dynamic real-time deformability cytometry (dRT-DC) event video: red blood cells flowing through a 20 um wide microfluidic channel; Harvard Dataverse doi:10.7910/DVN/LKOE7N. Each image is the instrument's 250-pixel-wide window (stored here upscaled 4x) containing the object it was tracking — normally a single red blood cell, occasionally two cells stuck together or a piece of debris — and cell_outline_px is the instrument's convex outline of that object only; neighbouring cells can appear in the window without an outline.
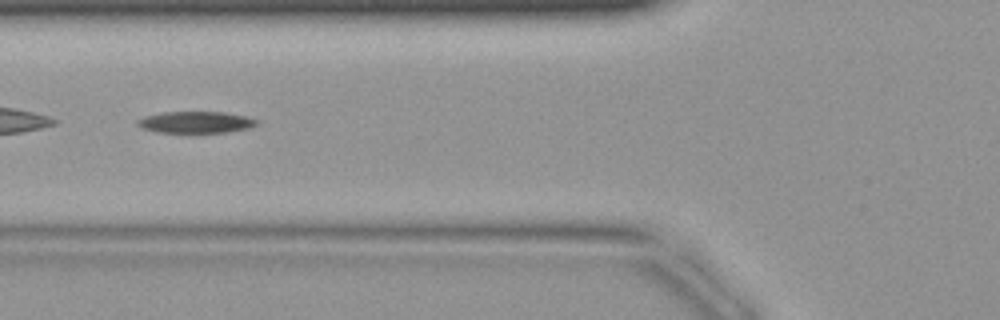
{"species": "common noctule bat (a hibernating species)", "species_latin": "Nyctalus noctula", "temperature_condition": "warm", "stored_images_in_passage": 13, "camera_frame_rate_fps": 3000, "um_per_image_px": 0.085, "animal": {"sex": "female", "body_mass_g": 19.9}, "frame": {"image": 1, "passage_image": 4, "time_ms": 1.0, "image_size_px": [1000, 320], "cell_outline_px": [[260, 124], [252, 128], [228, 132], [156, 132], [140, 128], [136, 124], [136, 120], [144, 116], [160, 112], [224, 112], [248, 116], [260, 120]], "centroid_in_image_um": [16.69, 10.38], "position_along_channel_um": 109.1, "area_um2": 15.37}}